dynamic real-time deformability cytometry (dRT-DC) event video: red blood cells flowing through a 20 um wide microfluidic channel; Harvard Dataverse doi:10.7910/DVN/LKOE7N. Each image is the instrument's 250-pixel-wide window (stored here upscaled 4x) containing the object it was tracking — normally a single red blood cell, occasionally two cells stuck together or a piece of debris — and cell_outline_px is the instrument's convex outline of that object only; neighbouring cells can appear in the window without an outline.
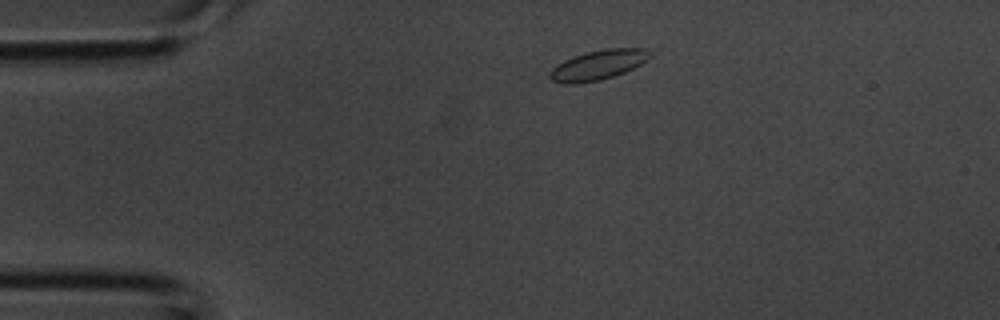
{"species": "common noctule bat (a hibernating species)", "species_latin": "Nyctalus noctula", "temperature_condition": "room temperature", "stored_images_in_passage": 4, "camera_frame_rate_fps": 3000, "um_per_image_px": 0.085, "animal": {"sex": "male", "body_mass_g": 20.1, "forearm_length_mm": 53.5}, "frame": {"image": 1, "passage_image": 4, "time_ms": 1.0, "image_size_px": [1000, 320], "cell_outline_px": [[652, 56], [640, 64], [624, 72], [600, 80], [576, 84], [564, 84], [552, 80], [548, 76], [548, 72], [556, 64], [572, 56], [584, 52], [608, 48], [644, 48], [652, 52]], "centroid_in_image_um": [50.8, 5.51], "position_along_channel_um": 34.2, "area_um2": 17.51}}